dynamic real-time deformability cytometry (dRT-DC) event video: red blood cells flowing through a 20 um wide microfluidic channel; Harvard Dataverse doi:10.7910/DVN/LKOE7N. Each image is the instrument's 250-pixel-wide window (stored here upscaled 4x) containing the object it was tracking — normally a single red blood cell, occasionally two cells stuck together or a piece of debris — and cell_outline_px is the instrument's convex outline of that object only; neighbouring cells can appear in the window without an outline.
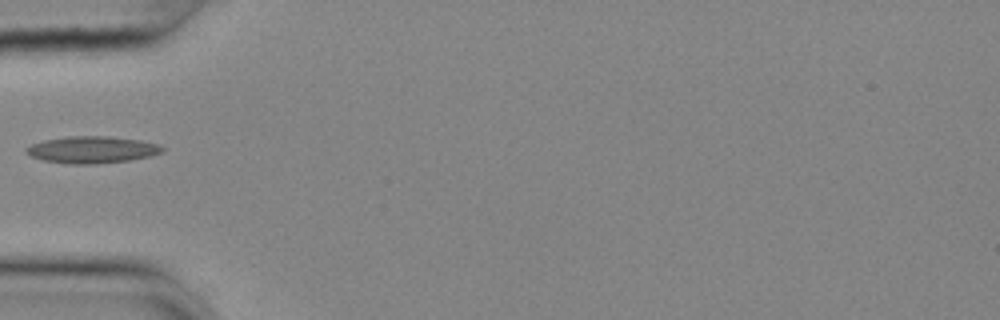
{"species": "common noctule bat (a hibernating species)", "species_latin": "Nyctalus noctula", "temperature_condition": "cold", "stored_images_in_passage": 38, "camera_frame_rate_fps": 3000, "um_per_image_px": 0.085, "animal": {"sex": "female", "body_mass_g": 25.1}, "frame": {"image": 1, "passage_image": 1, "time_ms": 0.0, "image_size_px": [1000, 320], "cell_outline_px": [[164, 152], [148, 156], [128, 160], [96, 164], [72, 164], [44, 160], [32, 156], [24, 152], [24, 148], [32, 144], [44, 140], [68, 136], [108, 136], [140, 140], [160, 144], [164, 148]], "centroid_in_image_um": [7.83, 12.72], "position_along_channel_um": 77.2, "area_um2": 21.27}}
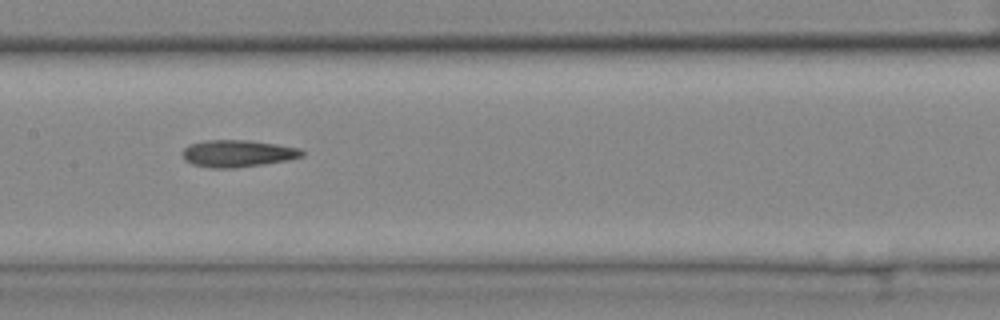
{"frame": {"image": 2, "passage_image": 10, "time_ms": 3.0, "image_size_px": [1000, 320], "cell_outline_px": [[304, 156], [288, 160], [264, 164], [236, 168], [212, 168], [192, 164], [184, 160], [184, 148], [188, 144], [204, 140], [248, 140], [276, 144], [300, 148], [304, 152]], "centroid_in_image_um": [20.21, 13.04], "position_along_channel_um": 187.2, "area_um2": 18.9}}
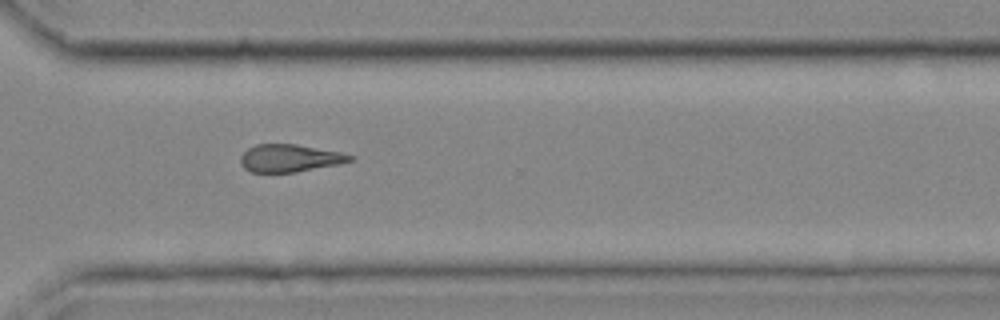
{"frame": {"image": 3, "passage_image": 23, "time_ms": 7.333, "image_size_px": [1000, 320], "cell_outline_px": [[356, 156], [352, 160], [340, 164], [296, 172], [252, 172], [244, 168], [240, 164], [240, 156], [248, 148], [256, 144], [296, 144], [340, 152]], "centroid_in_image_um": [24.63, 13.44], "position_along_channel_um": 346.0, "area_um2": 17.63}}